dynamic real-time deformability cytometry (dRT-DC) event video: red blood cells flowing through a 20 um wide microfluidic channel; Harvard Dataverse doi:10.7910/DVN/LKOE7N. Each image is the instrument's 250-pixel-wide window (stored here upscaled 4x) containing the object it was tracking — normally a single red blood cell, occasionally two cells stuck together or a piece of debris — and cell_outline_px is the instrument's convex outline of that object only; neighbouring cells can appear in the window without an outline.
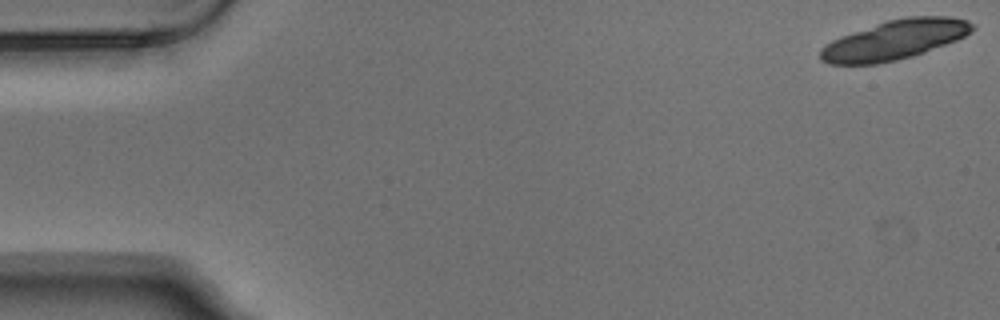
{"species": "Egyptian fruit bat (a non-hibernating species)", "species_latin": "Rousettus aegyptiacus", "temperature_condition": "warm", "stored_images_in_passage": 4, "camera_frame_rate_fps": 3000, "um_per_image_px": 0.085, "animal": {"sex": "male"}, "frame": {"image": 1, "passage_image": 1, "time_ms": 0.0, "image_size_px": [1000, 320], "cell_outline_px": [[976, 28], [972, 32], [956, 40], [924, 52], [912, 56], [896, 60], [876, 64], [828, 64], [820, 60], [820, 48], [832, 40], [876, 24], [888, 20], [908, 16], [948, 16], [968, 20], [976, 24]], "centroid_in_image_um": [76.09, 3.38], "position_along_channel_um": 8.9, "area_um2": 34.8}}